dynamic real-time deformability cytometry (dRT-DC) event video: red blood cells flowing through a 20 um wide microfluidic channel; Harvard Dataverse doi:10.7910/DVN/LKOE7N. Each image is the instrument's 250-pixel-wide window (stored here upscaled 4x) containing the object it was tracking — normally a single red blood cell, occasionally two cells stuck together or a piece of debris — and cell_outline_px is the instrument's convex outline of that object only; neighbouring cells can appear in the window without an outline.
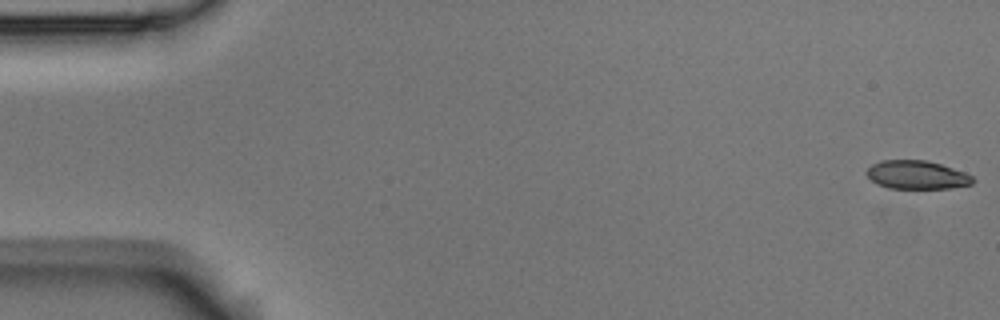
{"species": "Egyptian fruit bat (a non-hibernating species)", "species_latin": "Rousettus aegyptiacus", "temperature_condition": "room temperature", "stored_images_in_passage": 57, "camera_frame_rate_fps": 3000, "um_per_image_px": 0.085, "animal": {"sex": "male"}, "frame": {"image": 1, "passage_image": 1, "time_ms": 0.0, "image_size_px": [1000, 320], "cell_outline_px": [[976, 180], [972, 184], [952, 188], [888, 188], [872, 180], [864, 172], [872, 164], [880, 160], [928, 160], [964, 172], [972, 176]], "centroid_in_image_um": [77.94, 14.86], "position_along_channel_um": 7.1, "area_um2": 17.57}}
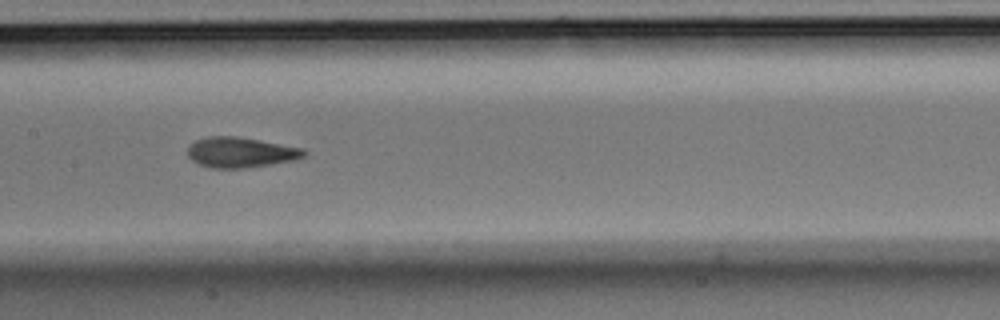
{"frame": {"image": 2, "passage_image": 28, "time_ms": 9.0, "image_size_px": [1000, 320], "cell_outline_px": [[308, 152], [304, 156], [296, 160], [244, 168], [212, 168], [200, 164], [192, 160], [188, 156], [188, 148], [196, 140], [208, 136], [236, 136], [260, 140], [304, 148]], "centroid_in_image_um": [20.49, 12.95], "position_along_channel_um": 186.9, "area_um2": 20.52}}
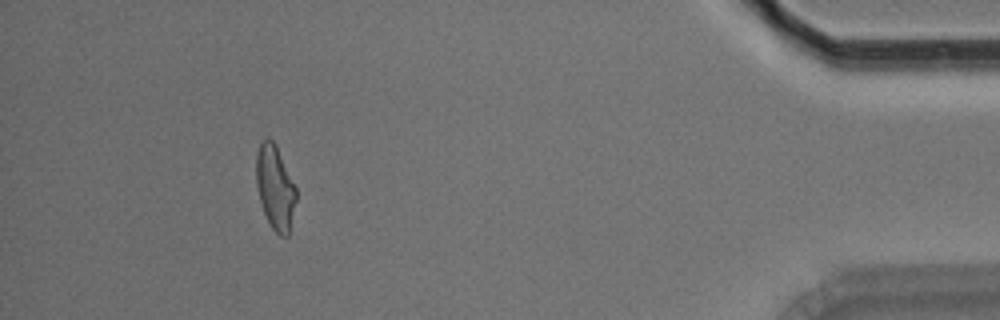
{"frame": {"image": 3, "passage_image": 52, "time_ms": 17.0, "image_size_px": [1000, 320], "cell_outline_px": [[296, 200], [288, 236], [280, 236], [272, 228], [264, 212], [260, 200], [256, 184], [256, 152], [260, 144], [268, 136], [276, 144], [296, 188]], "centroid_in_image_um": [23.38, 15.91], "position_along_channel_um": 411.8, "area_um2": 19.42}, "authors_computed_cell_mechanics": {"area_um2": 19.8254, "velocity_mm_per_s": 3.5643, "shape_relaxation_time_tau1_ms": 6.3025, "shape_relaxation_time_tau2_ms": 1.9138, "deformation_change_tau1": 0.1811, "deformation_change_tau2": 0.09}}